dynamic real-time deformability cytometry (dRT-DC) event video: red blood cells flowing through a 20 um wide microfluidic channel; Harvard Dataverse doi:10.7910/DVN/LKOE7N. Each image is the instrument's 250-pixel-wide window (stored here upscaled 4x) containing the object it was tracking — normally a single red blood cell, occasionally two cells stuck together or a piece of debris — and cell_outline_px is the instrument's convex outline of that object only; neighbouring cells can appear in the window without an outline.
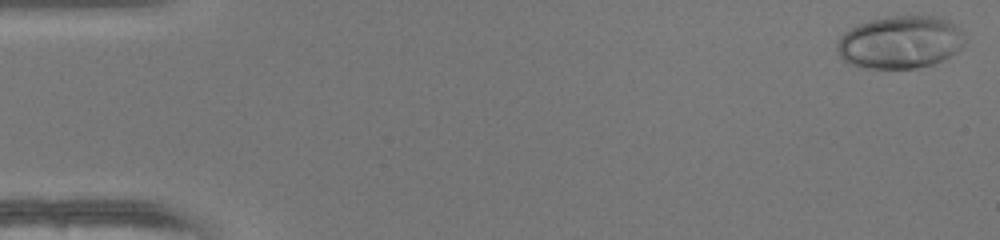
{"species": "human", "species_latin": "Homo sapiens", "temperature_condition": "warm", "stored_images_in_passage": 30, "camera_frame_rate_fps": 3000, "um_per_image_px": 0.085, "donor": {"sex": "female"}, "frame": {"image": 1, "passage_image": 1, "time_ms": 0.0, "image_size_px": [1000, 240], "cell_outline_px": [[964, 44], [956, 52], [932, 64], [916, 68], [864, 68], [852, 64], [844, 60], [840, 56], [836, 48], [836, 44], [840, 36], [844, 32], [856, 24], [888, 16], [940, 16], [956, 24], [964, 32]], "centroid_in_image_um": [76.51, 3.57], "position_along_channel_um": 8.5, "area_um2": 39.36}}
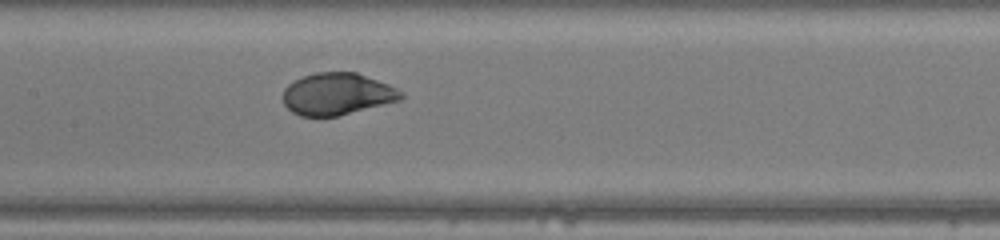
{"frame": {"image": 2, "passage_image": 24, "time_ms": 7.667, "image_size_px": [1000, 240], "cell_outline_px": [[404, 96], [400, 100], [336, 116], [300, 116], [292, 112], [284, 104], [284, 88], [288, 84], [304, 76], [316, 72], [356, 72], [388, 84], [404, 92]], "centroid_in_image_um": [28.66, 7.98], "position_along_channel_um": 178.7, "area_um2": 28.61}}
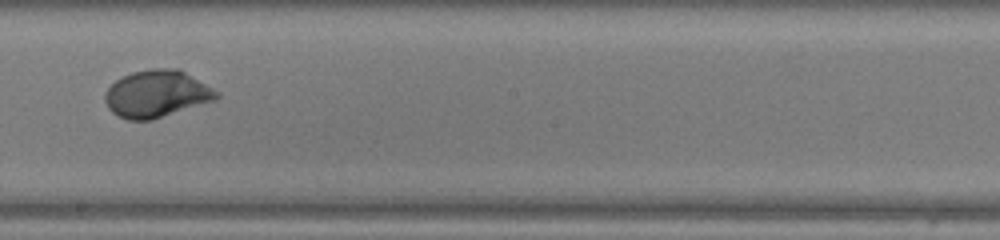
{"frame": {"image": 3, "passage_image": 28, "time_ms": 9.0, "image_size_px": [1000, 240], "cell_outline_px": [[220, 96], [216, 100], [152, 120], [128, 120], [112, 112], [108, 108], [104, 100], [104, 92], [120, 76], [132, 72], [152, 68], [180, 68], [220, 92]], "centroid_in_image_um": [13.33, 7.96], "position_along_channel_um": 234.9, "area_um2": 30.98}}